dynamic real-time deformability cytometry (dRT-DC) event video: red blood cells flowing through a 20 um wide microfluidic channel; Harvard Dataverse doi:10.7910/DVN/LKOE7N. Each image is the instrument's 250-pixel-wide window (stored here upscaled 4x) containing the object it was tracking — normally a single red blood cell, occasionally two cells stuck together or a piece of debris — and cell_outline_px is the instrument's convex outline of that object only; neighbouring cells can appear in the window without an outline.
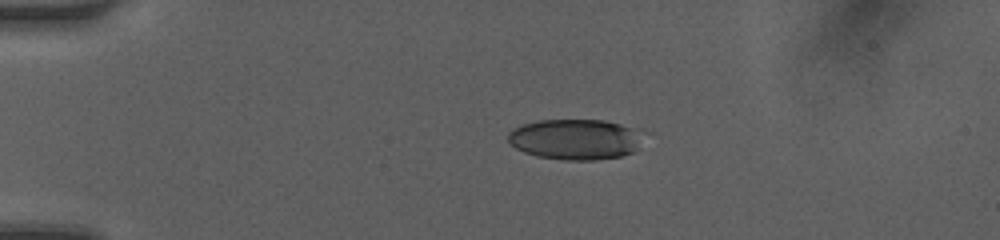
{"species": "human", "species_latin": "Homo sapiens", "temperature_condition": "room temperature", "stored_images_in_passage": 39, "camera_frame_rate_fps": 3000, "um_per_image_px": 0.085, "donor": {"sex": "female"}, "frame": {"image": 1, "passage_image": 1, "time_ms": 0.0, "image_size_px": [1000, 240], "cell_outline_px": [[652, 132], [632, 152], [620, 156], [596, 160], [564, 160], [536, 156], [524, 152], [516, 148], [508, 140], [508, 132], [512, 128], [524, 124], [540, 120], [604, 120]], "centroid_in_image_um": [49.0, 11.83], "position_along_channel_um": 36.0, "area_um2": 32.6}}
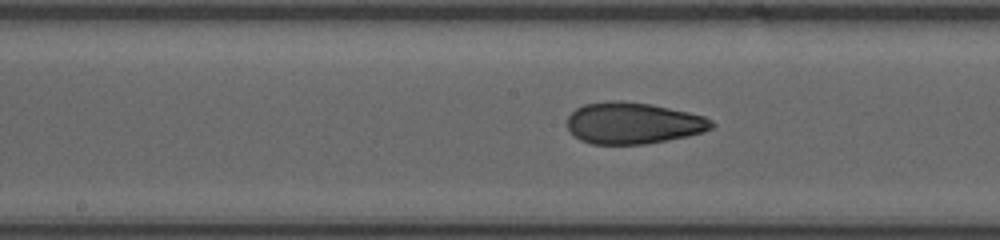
{"frame": {"image": 2, "passage_image": 16, "time_ms": 5.0, "image_size_px": [1000, 240], "cell_outline_px": [[716, 124], [712, 128], [704, 132], [688, 136], [644, 144], [592, 144], [580, 140], [568, 128], [568, 116], [576, 108], [584, 104], [608, 100], [620, 100], [652, 104], [688, 112], [704, 116], [712, 120]], "centroid_in_image_um": [53.84, 10.45], "position_along_channel_um": 194.4, "area_um2": 35.03}}
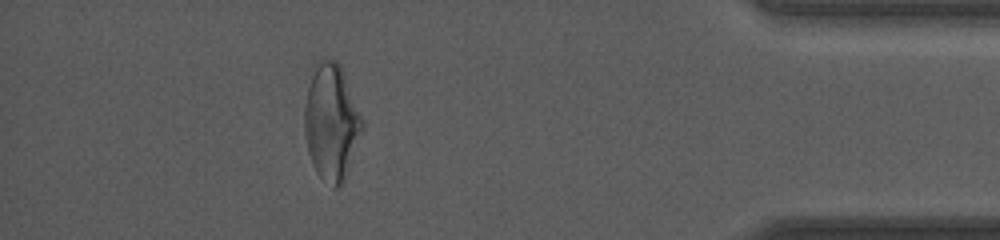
{"frame": {"image": 3, "passage_image": 34, "time_ms": 11.0, "image_size_px": [1000, 240], "cell_outline_px": [[364, 128], [344, 184], [340, 188], [332, 188], [316, 172], [312, 164], [308, 152], [304, 128], [304, 108], [308, 88], [316, 60], [336, 60], [340, 64], [364, 120]], "centroid_in_image_um": [28.19, 10.44], "position_along_channel_um": 407.0, "area_um2": 39.54}, "authors_computed_cell_mechanics": {"area_um2": 35.1424, "velocity_mm_per_s": 4.2388, "shape_relaxation_time_tau1_ms": 6.8522, "shape_relaxation_time_tau2_ms": 1.3692, "deformation_change_tau1": 0.2105, "deformation_change_tau2": 0.0868}}